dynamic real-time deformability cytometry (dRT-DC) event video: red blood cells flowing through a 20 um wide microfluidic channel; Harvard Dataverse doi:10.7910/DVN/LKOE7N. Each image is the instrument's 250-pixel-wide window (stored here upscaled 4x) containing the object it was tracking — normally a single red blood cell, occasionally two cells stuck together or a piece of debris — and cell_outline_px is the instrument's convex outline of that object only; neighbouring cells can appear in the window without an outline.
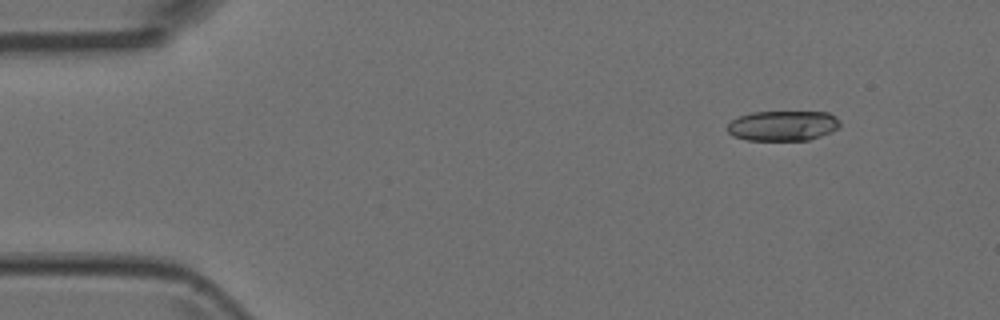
{"species": "Egyptian fruit bat (a non-hibernating species)", "species_latin": "Rousettus aegyptiacus", "temperature_condition": "room temperature", "stored_images_in_passage": 6, "camera_frame_rate_fps": 3000, "um_per_image_px": 0.085, "animal": {"sex": "female"}, "frame": {"image": 1, "passage_image": 2, "time_ms": 0.333, "image_size_px": [1000, 320], "cell_outline_px": [[840, 124], [836, 128], [820, 136], [808, 140], [748, 140], [732, 136], [728, 132], [728, 124], [732, 120], [740, 116], [752, 112], [828, 112], [836, 116], [840, 120]], "centroid_in_image_um": [66.53, 10.68], "position_along_channel_um": 18.5, "area_um2": 19.65}}
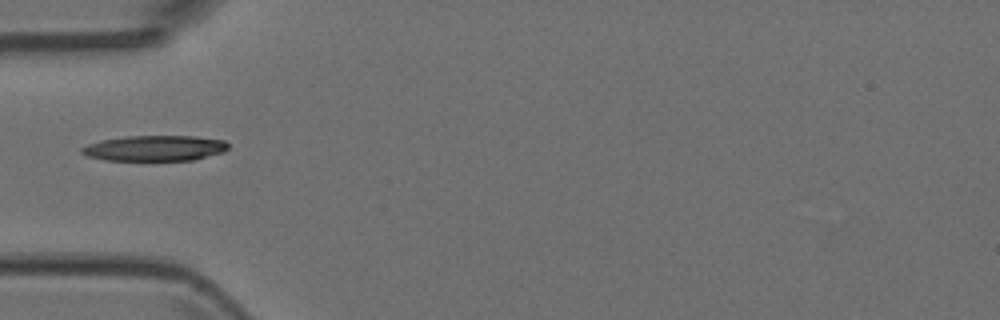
{"frame": {"image": 2, "passage_image": 5, "time_ms": 1.333, "image_size_px": [1000, 320], "cell_outline_px": [[228, 148], [224, 152], [192, 160], [104, 160], [88, 156], [80, 152], [80, 148], [88, 144], [100, 140], [124, 136], [196, 136], [224, 140], [228, 144]], "centroid_in_image_um": [13.14, 12.59], "position_along_channel_um": 71.9, "area_um2": 21.85}}
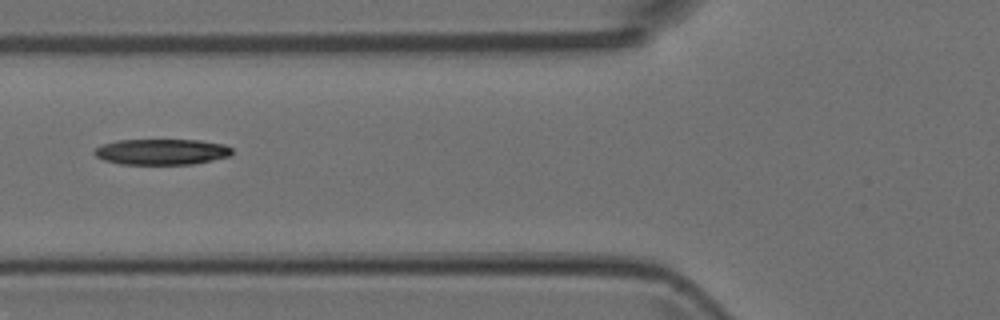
{"frame": {"image": 3, "passage_image": 6, "time_ms": 1.667, "image_size_px": [1000, 320], "cell_outline_px": [[232, 152], [228, 156], [212, 160], [192, 164], [120, 164], [104, 160], [96, 156], [92, 152], [96, 148], [104, 144], [120, 140], [200, 140], [224, 144], [232, 148]], "centroid_in_image_um": [13.74, 12.9], "position_along_channel_um": 112.1, "area_um2": 20.58}}